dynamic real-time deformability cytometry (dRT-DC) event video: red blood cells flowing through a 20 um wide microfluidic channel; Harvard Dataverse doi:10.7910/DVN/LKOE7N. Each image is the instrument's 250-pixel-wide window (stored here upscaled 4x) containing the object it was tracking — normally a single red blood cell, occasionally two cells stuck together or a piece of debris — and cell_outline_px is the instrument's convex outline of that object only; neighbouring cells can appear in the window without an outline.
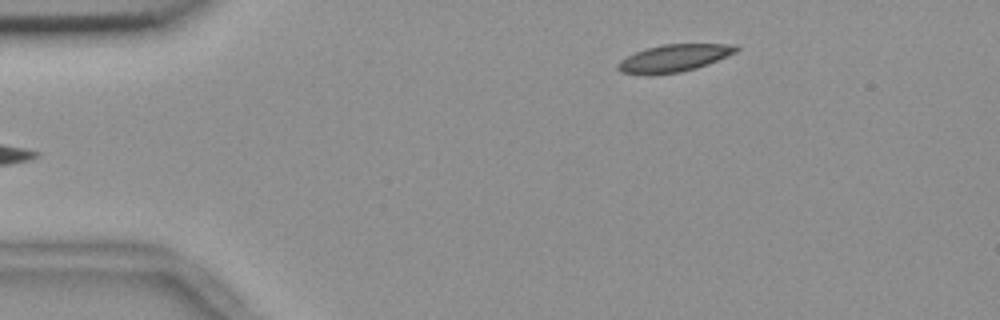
{"species": "common noctule bat (a hibernating species)", "species_latin": "Nyctalus noctula", "temperature_condition": "room temperature", "stored_images_in_passage": 47, "camera_frame_rate_fps": 3000, "um_per_image_px": 0.085, "animal": {"sex": "female", "body_mass_g": 18.4}, "frame": {"image": 1, "passage_image": 1, "time_ms": 0.0, "image_size_px": [1000, 320], "cell_outline_px": [[740, 48], [736, 52], [708, 64], [696, 68], [680, 72], [648, 76], [620, 72], [616, 68], [616, 64], [620, 60], [636, 52], [648, 48], [664, 44], [736, 44]], "centroid_in_image_um": [57.26, 4.96], "position_along_channel_um": 27.7, "area_um2": 18.96}}
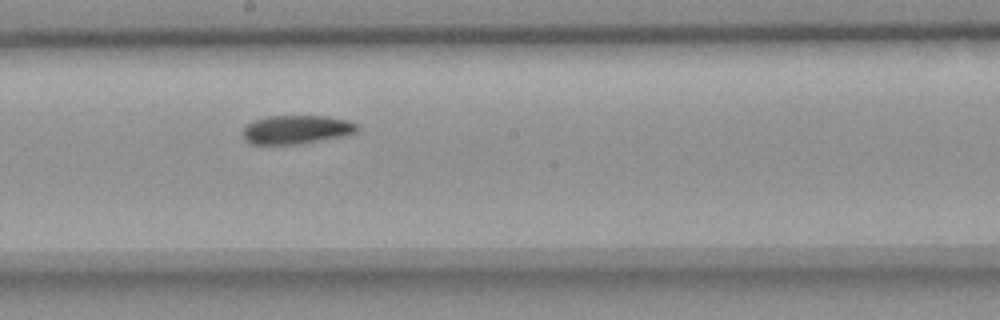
{"frame": {"image": 2, "passage_image": 22, "time_ms": 7.0, "image_size_px": [1000, 320], "cell_outline_px": [[360, 128], [356, 132], [344, 136], [300, 144], [252, 144], [244, 140], [240, 136], [240, 132], [252, 120], [268, 116], [328, 116], [348, 120], [356, 124]], "centroid_in_image_um": [25.16, 11.01], "position_along_channel_um": 223.0, "area_um2": 19.42}}
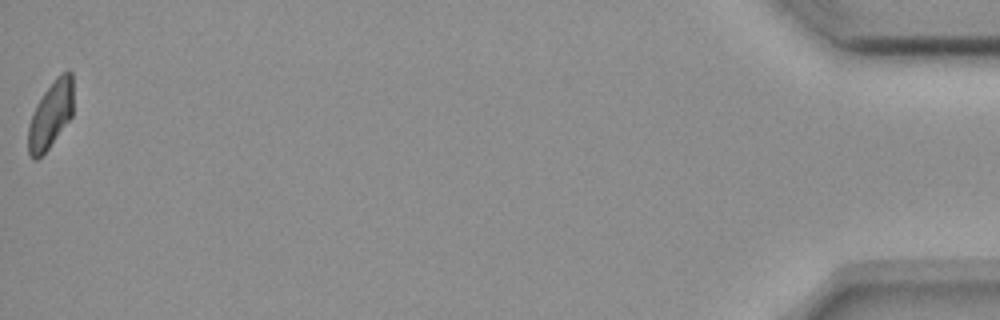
{"frame": {"image": 3, "passage_image": 47, "time_ms": 15.333, "image_size_px": [1000, 320], "cell_outline_px": [[72, 116], [48, 148], [36, 160], [28, 152], [28, 128], [36, 104], [44, 92], [56, 76], [60, 72], [72, 72]], "centroid_in_image_um": [4.3, 9.73], "position_along_channel_um": 430.9, "area_um2": 17.22}, "authors_computed_cell_mechanics": {"area_um2": 19.363, "velocity_mm_per_s": 3.6592, "shape_relaxation_time_tau1_ms": 7.6211, "shape_relaxation_time_tau2_ms": null, "deformation_change_tau1": 0.1431, "deformation_change_tau2": null}}